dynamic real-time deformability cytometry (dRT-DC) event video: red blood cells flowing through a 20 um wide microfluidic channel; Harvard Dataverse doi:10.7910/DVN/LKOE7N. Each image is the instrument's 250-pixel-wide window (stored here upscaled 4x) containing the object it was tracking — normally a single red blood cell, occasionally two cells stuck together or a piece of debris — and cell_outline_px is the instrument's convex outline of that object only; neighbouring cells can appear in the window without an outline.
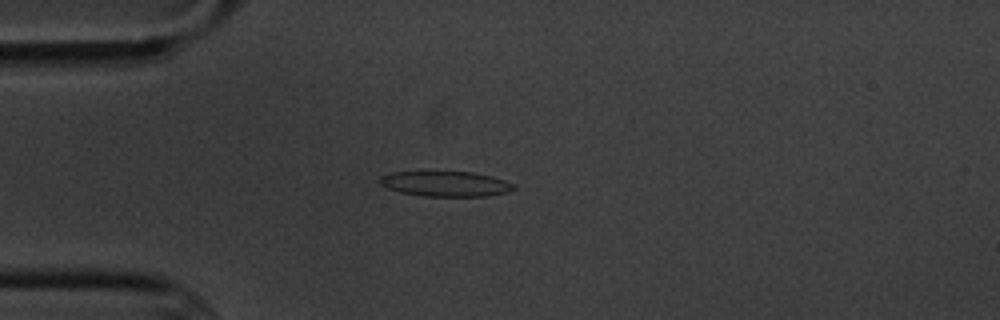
{"species": "common noctule bat (a hibernating species)", "species_latin": "Nyctalus noctula", "temperature_condition": "cold", "stored_images_in_passage": 4, "camera_frame_rate_fps": 3000, "um_per_image_px": 0.085, "animal": {"sex": "male", "body_mass_g": 20.1, "forearm_length_mm": 53.5}, "frame": {"image": 1, "passage_image": 4, "time_ms": 4.0, "image_size_px": [1000, 320], "cell_outline_px": [[516, 188], [508, 192], [488, 196], [424, 196], [400, 192], [388, 188], [380, 184], [376, 180], [380, 176], [392, 172], [472, 172], [492, 176], [504, 180], [512, 184]], "centroid_in_image_um": [37.85, 15.63], "position_along_channel_um": 47.2, "area_um2": 19.65}}